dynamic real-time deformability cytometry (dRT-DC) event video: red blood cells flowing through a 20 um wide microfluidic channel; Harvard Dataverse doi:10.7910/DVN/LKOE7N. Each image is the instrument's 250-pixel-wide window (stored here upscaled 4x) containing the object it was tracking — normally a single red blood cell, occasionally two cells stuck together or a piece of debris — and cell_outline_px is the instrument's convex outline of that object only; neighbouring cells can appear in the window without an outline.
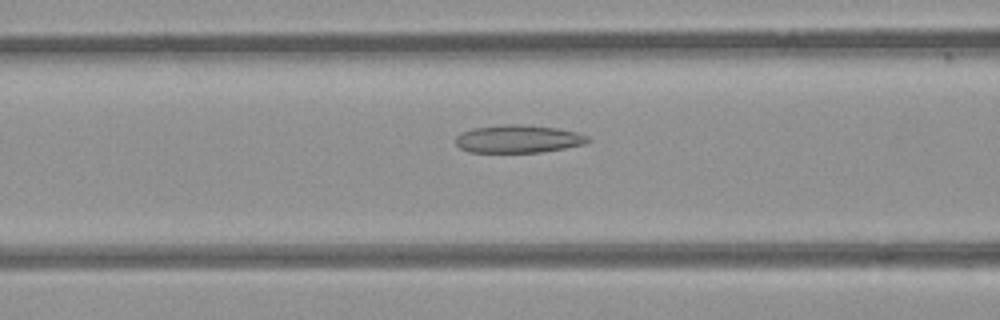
{"species": "common noctule bat (a hibernating species)", "species_latin": "Nyctalus noctula", "temperature_condition": "room temperature", "stored_images_in_passage": 52, "camera_frame_rate_fps": 3000, "um_per_image_px": 0.085, "animal": {"sex": "female", "body_mass_g": 21.9}, "frame": {"image": 1, "passage_image": 21, "time_ms": 6.667, "image_size_px": [1000, 320], "cell_outline_px": [[592, 140], [584, 144], [564, 148], [540, 152], [468, 152], [460, 148], [456, 144], [456, 136], [460, 132], [472, 128], [504, 124], [520, 124], [556, 128], [576, 132], [588, 136]], "centroid_in_image_um": [44.02, 11.8], "position_along_channel_um": 122.6, "area_um2": 21.5}}
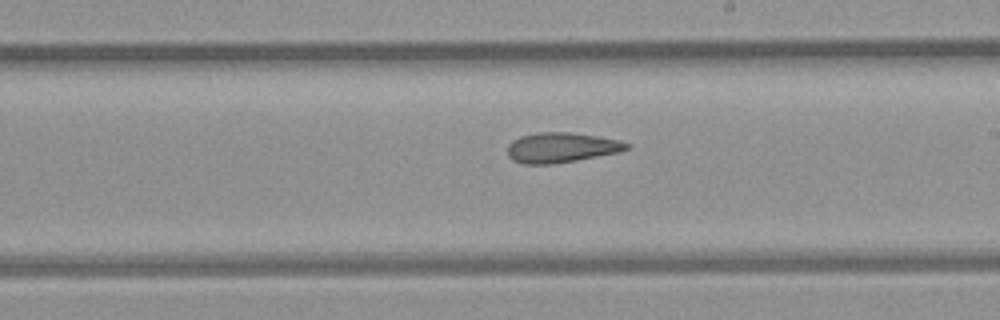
{"frame": {"image": 2, "passage_image": 30, "time_ms": 9.667, "image_size_px": [1000, 320], "cell_outline_px": [[632, 148], [620, 152], [576, 160], [552, 164], [524, 164], [512, 160], [508, 156], [508, 144], [512, 140], [520, 136], [540, 132], [572, 132], [620, 140], [632, 144]], "centroid_in_image_um": [47.74, 12.54], "position_along_channel_um": 241.3, "area_um2": 21.04}}
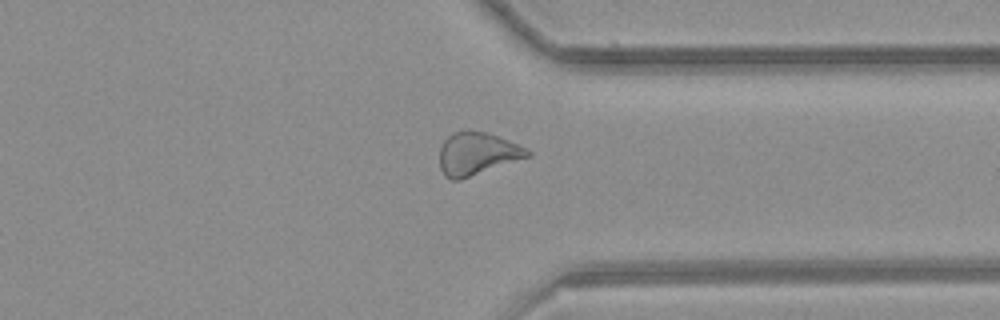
{"frame": {"image": 3, "passage_image": 40, "time_ms": 13.0, "image_size_px": [1000, 320], "cell_outline_px": [[532, 156], [460, 180], [452, 180], [444, 176], [440, 168], [440, 148], [444, 140], [452, 132], [484, 132], [508, 140], [528, 148], [532, 152]], "centroid_in_image_um": [40.58, 13.09], "position_along_channel_um": 370.8, "area_um2": 21.79}, "authors_computed_cell_mechanics": {"area_um2": 23.2067, "velocity_mm_per_s": 3.9559, "shape_relaxation_time_tau1_ms": null, "shape_relaxation_time_tau2_ms": 3.3212, "deformation_change_tau1": null, "deformation_change_tau2": 0.0967}}